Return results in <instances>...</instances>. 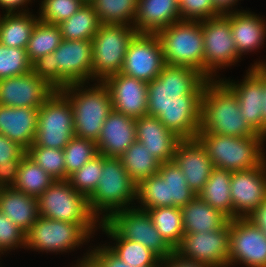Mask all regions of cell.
Here are the masks:
<instances>
[{"instance_id": "f1b7e54d", "label": "cell", "mask_w": 266, "mask_h": 267, "mask_svg": "<svg viewBox=\"0 0 266 267\" xmlns=\"http://www.w3.org/2000/svg\"><path fill=\"white\" fill-rule=\"evenodd\" d=\"M184 233L210 232L222 228L229 219L198 195L181 207Z\"/></svg>"}, {"instance_id": "8d00e7d4", "label": "cell", "mask_w": 266, "mask_h": 267, "mask_svg": "<svg viewBox=\"0 0 266 267\" xmlns=\"http://www.w3.org/2000/svg\"><path fill=\"white\" fill-rule=\"evenodd\" d=\"M139 0H91L101 24L133 26ZM132 23V24H131Z\"/></svg>"}, {"instance_id": "ffe728a7", "label": "cell", "mask_w": 266, "mask_h": 267, "mask_svg": "<svg viewBox=\"0 0 266 267\" xmlns=\"http://www.w3.org/2000/svg\"><path fill=\"white\" fill-rule=\"evenodd\" d=\"M103 83L111 95L112 110L135 119L147 115V82L118 73L107 77Z\"/></svg>"}, {"instance_id": "816d5d0a", "label": "cell", "mask_w": 266, "mask_h": 267, "mask_svg": "<svg viewBox=\"0 0 266 267\" xmlns=\"http://www.w3.org/2000/svg\"><path fill=\"white\" fill-rule=\"evenodd\" d=\"M31 0H0V7L5 8L6 13H15V10L20 9L19 7L27 5ZM27 3V4H26Z\"/></svg>"}, {"instance_id": "8fae6325", "label": "cell", "mask_w": 266, "mask_h": 267, "mask_svg": "<svg viewBox=\"0 0 266 267\" xmlns=\"http://www.w3.org/2000/svg\"><path fill=\"white\" fill-rule=\"evenodd\" d=\"M74 135L72 106L60 91H54L39 108L33 145L63 150Z\"/></svg>"}, {"instance_id": "83f0119b", "label": "cell", "mask_w": 266, "mask_h": 267, "mask_svg": "<svg viewBox=\"0 0 266 267\" xmlns=\"http://www.w3.org/2000/svg\"><path fill=\"white\" fill-rule=\"evenodd\" d=\"M249 11H231L230 27L233 40L241 57L243 53L259 49L266 37V22Z\"/></svg>"}, {"instance_id": "5bb4252c", "label": "cell", "mask_w": 266, "mask_h": 267, "mask_svg": "<svg viewBox=\"0 0 266 267\" xmlns=\"http://www.w3.org/2000/svg\"><path fill=\"white\" fill-rule=\"evenodd\" d=\"M90 235L78 224L38 217L25 234V247L45 252H66L79 247Z\"/></svg>"}, {"instance_id": "30bf717a", "label": "cell", "mask_w": 266, "mask_h": 267, "mask_svg": "<svg viewBox=\"0 0 266 267\" xmlns=\"http://www.w3.org/2000/svg\"><path fill=\"white\" fill-rule=\"evenodd\" d=\"M138 32L133 26L102 24L92 38V79L103 82L121 72L128 45Z\"/></svg>"}, {"instance_id": "e575fe53", "label": "cell", "mask_w": 266, "mask_h": 267, "mask_svg": "<svg viewBox=\"0 0 266 267\" xmlns=\"http://www.w3.org/2000/svg\"><path fill=\"white\" fill-rule=\"evenodd\" d=\"M120 158L130 178L137 185L143 179L158 173L161 165V162L149 153L145 145L138 141H134Z\"/></svg>"}, {"instance_id": "6da1fadb", "label": "cell", "mask_w": 266, "mask_h": 267, "mask_svg": "<svg viewBox=\"0 0 266 267\" xmlns=\"http://www.w3.org/2000/svg\"><path fill=\"white\" fill-rule=\"evenodd\" d=\"M207 81L195 69L166 64L148 83L147 115L156 116L181 140L196 139L202 92Z\"/></svg>"}, {"instance_id": "7c38bea8", "label": "cell", "mask_w": 266, "mask_h": 267, "mask_svg": "<svg viewBox=\"0 0 266 267\" xmlns=\"http://www.w3.org/2000/svg\"><path fill=\"white\" fill-rule=\"evenodd\" d=\"M121 238L139 242L161 259L174 250L166 243L147 211L133 206L113 212L104 220Z\"/></svg>"}, {"instance_id": "f5cc1de1", "label": "cell", "mask_w": 266, "mask_h": 267, "mask_svg": "<svg viewBox=\"0 0 266 267\" xmlns=\"http://www.w3.org/2000/svg\"><path fill=\"white\" fill-rule=\"evenodd\" d=\"M211 1H212L214 8L221 15H224V14L231 12V10L230 11H228V10L231 9L233 7V5L236 4V2H238V0H211Z\"/></svg>"}, {"instance_id": "3957f363", "label": "cell", "mask_w": 266, "mask_h": 267, "mask_svg": "<svg viewBox=\"0 0 266 267\" xmlns=\"http://www.w3.org/2000/svg\"><path fill=\"white\" fill-rule=\"evenodd\" d=\"M199 132L236 137L257 135L240 113L236 95L221 79H209L204 86Z\"/></svg>"}, {"instance_id": "f546056e", "label": "cell", "mask_w": 266, "mask_h": 267, "mask_svg": "<svg viewBox=\"0 0 266 267\" xmlns=\"http://www.w3.org/2000/svg\"><path fill=\"white\" fill-rule=\"evenodd\" d=\"M22 10L0 16V43L2 45L26 49L39 17H34L26 9Z\"/></svg>"}, {"instance_id": "4dcf8cb0", "label": "cell", "mask_w": 266, "mask_h": 267, "mask_svg": "<svg viewBox=\"0 0 266 267\" xmlns=\"http://www.w3.org/2000/svg\"><path fill=\"white\" fill-rule=\"evenodd\" d=\"M103 232L116 241L108 246L126 264L133 267H161L162 259L139 242L121 238L105 221L99 222Z\"/></svg>"}, {"instance_id": "ab89813d", "label": "cell", "mask_w": 266, "mask_h": 267, "mask_svg": "<svg viewBox=\"0 0 266 267\" xmlns=\"http://www.w3.org/2000/svg\"><path fill=\"white\" fill-rule=\"evenodd\" d=\"M103 154L98 153L79 170L68 177V182L79 193L89 198L99 183L102 175Z\"/></svg>"}, {"instance_id": "d590c367", "label": "cell", "mask_w": 266, "mask_h": 267, "mask_svg": "<svg viewBox=\"0 0 266 267\" xmlns=\"http://www.w3.org/2000/svg\"><path fill=\"white\" fill-rule=\"evenodd\" d=\"M153 225L166 243L175 250L184 235L181 208L177 206L158 207L145 210Z\"/></svg>"}, {"instance_id": "4316f807", "label": "cell", "mask_w": 266, "mask_h": 267, "mask_svg": "<svg viewBox=\"0 0 266 267\" xmlns=\"http://www.w3.org/2000/svg\"><path fill=\"white\" fill-rule=\"evenodd\" d=\"M0 211L26 234L39 217L38 199L2 183Z\"/></svg>"}, {"instance_id": "ee69618b", "label": "cell", "mask_w": 266, "mask_h": 267, "mask_svg": "<svg viewBox=\"0 0 266 267\" xmlns=\"http://www.w3.org/2000/svg\"><path fill=\"white\" fill-rule=\"evenodd\" d=\"M84 3L83 0H43L40 6L39 20L59 25L75 14Z\"/></svg>"}, {"instance_id": "277c9868", "label": "cell", "mask_w": 266, "mask_h": 267, "mask_svg": "<svg viewBox=\"0 0 266 267\" xmlns=\"http://www.w3.org/2000/svg\"><path fill=\"white\" fill-rule=\"evenodd\" d=\"M197 139L207 150L214 168L233 171L252 169L265 160V137H236L209 132H198Z\"/></svg>"}, {"instance_id": "cb8c5ba5", "label": "cell", "mask_w": 266, "mask_h": 267, "mask_svg": "<svg viewBox=\"0 0 266 267\" xmlns=\"http://www.w3.org/2000/svg\"><path fill=\"white\" fill-rule=\"evenodd\" d=\"M39 109L0 105V135H4L25 151L33 144Z\"/></svg>"}, {"instance_id": "484cf974", "label": "cell", "mask_w": 266, "mask_h": 267, "mask_svg": "<svg viewBox=\"0 0 266 267\" xmlns=\"http://www.w3.org/2000/svg\"><path fill=\"white\" fill-rule=\"evenodd\" d=\"M180 20L179 0H139L133 27L138 33H157Z\"/></svg>"}, {"instance_id": "11a10c76", "label": "cell", "mask_w": 266, "mask_h": 267, "mask_svg": "<svg viewBox=\"0 0 266 267\" xmlns=\"http://www.w3.org/2000/svg\"><path fill=\"white\" fill-rule=\"evenodd\" d=\"M85 3H89L91 0H83Z\"/></svg>"}, {"instance_id": "5b68a950", "label": "cell", "mask_w": 266, "mask_h": 267, "mask_svg": "<svg viewBox=\"0 0 266 267\" xmlns=\"http://www.w3.org/2000/svg\"><path fill=\"white\" fill-rule=\"evenodd\" d=\"M97 82L98 85L88 89L83 88L84 83H79L60 90L73 109L75 136L94 142H97L103 123L112 111L108 87L101 81Z\"/></svg>"}, {"instance_id": "bcb514c9", "label": "cell", "mask_w": 266, "mask_h": 267, "mask_svg": "<svg viewBox=\"0 0 266 267\" xmlns=\"http://www.w3.org/2000/svg\"><path fill=\"white\" fill-rule=\"evenodd\" d=\"M21 246L25 248V233L0 211V252Z\"/></svg>"}, {"instance_id": "f907efd6", "label": "cell", "mask_w": 266, "mask_h": 267, "mask_svg": "<svg viewBox=\"0 0 266 267\" xmlns=\"http://www.w3.org/2000/svg\"><path fill=\"white\" fill-rule=\"evenodd\" d=\"M265 234H266V200L249 216Z\"/></svg>"}, {"instance_id": "4fadbf2b", "label": "cell", "mask_w": 266, "mask_h": 267, "mask_svg": "<svg viewBox=\"0 0 266 267\" xmlns=\"http://www.w3.org/2000/svg\"><path fill=\"white\" fill-rule=\"evenodd\" d=\"M200 23L204 45V77L215 79L212 76L218 68L234 65L240 58L230 27V12Z\"/></svg>"}, {"instance_id": "b9f144b4", "label": "cell", "mask_w": 266, "mask_h": 267, "mask_svg": "<svg viewBox=\"0 0 266 267\" xmlns=\"http://www.w3.org/2000/svg\"><path fill=\"white\" fill-rule=\"evenodd\" d=\"M32 71L26 49L6 47L0 43V80Z\"/></svg>"}, {"instance_id": "7bdbcfd3", "label": "cell", "mask_w": 266, "mask_h": 267, "mask_svg": "<svg viewBox=\"0 0 266 267\" xmlns=\"http://www.w3.org/2000/svg\"><path fill=\"white\" fill-rule=\"evenodd\" d=\"M26 151L4 135H0V182L8 183L17 173Z\"/></svg>"}, {"instance_id": "681fc988", "label": "cell", "mask_w": 266, "mask_h": 267, "mask_svg": "<svg viewBox=\"0 0 266 267\" xmlns=\"http://www.w3.org/2000/svg\"><path fill=\"white\" fill-rule=\"evenodd\" d=\"M161 266L163 267H210L209 265L197 262L195 260L185 259L184 257H181L175 251H173L167 258L162 259Z\"/></svg>"}, {"instance_id": "836d02e7", "label": "cell", "mask_w": 266, "mask_h": 267, "mask_svg": "<svg viewBox=\"0 0 266 267\" xmlns=\"http://www.w3.org/2000/svg\"><path fill=\"white\" fill-rule=\"evenodd\" d=\"M101 25L90 3H84L75 14L59 24L63 39L89 41L99 31Z\"/></svg>"}, {"instance_id": "603a6c76", "label": "cell", "mask_w": 266, "mask_h": 267, "mask_svg": "<svg viewBox=\"0 0 266 267\" xmlns=\"http://www.w3.org/2000/svg\"><path fill=\"white\" fill-rule=\"evenodd\" d=\"M136 141L141 142L149 153L161 163L174 159L177 143L181 140L168 130L156 116L136 118Z\"/></svg>"}, {"instance_id": "52a82bcc", "label": "cell", "mask_w": 266, "mask_h": 267, "mask_svg": "<svg viewBox=\"0 0 266 267\" xmlns=\"http://www.w3.org/2000/svg\"><path fill=\"white\" fill-rule=\"evenodd\" d=\"M37 199L40 216L78 224L90 236L97 228L100 219L91 212L88 198L68 180H55Z\"/></svg>"}, {"instance_id": "1f68e13d", "label": "cell", "mask_w": 266, "mask_h": 267, "mask_svg": "<svg viewBox=\"0 0 266 267\" xmlns=\"http://www.w3.org/2000/svg\"><path fill=\"white\" fill-rule=\"evenodd\" d=\"M231 176L229 170L214 168L198 196L214 209L224 214L229 220L233 219L231 200Z\"/></svg>"}, {"instance_id": "d4e9b609", "label": "cell", "mask_w": 266, "mask_h": 267, "mask_svg": "<svg viewBox=\"0 0 266 267\" xmlns=\"http://www.w3.org/2000/svg\"><path fill=\"white\" fill-rule=\"evenodd\" d=\"M222 81L236 95L244 120L257 134L262 135V79L250 68L241 83Z\"/></svg>"}, {"instance_id": "d6a6232c", "label": "cell", "mask_w": 266, "mask_h": 267, "mask_svg": "<svg viewBox=\"0 0 266 267\" xmlns=\"http://www.w3.org/2000/svg\"><path fill=\"white\" fill-rule=\"evenodd\" d=\"M27 154L20 161L17 173L8 182L15 190L38 198L54 182Z\"/></svg>"}, {"instance_id": "c3c4849f", "label": "cell", "mask_w": 266, "mask_h": 267, "mask_svg": "<svg viewBox=\"0 0 266 267\" xmlns=\"http://www.w3.org/2000/svg\"><path fill=\"white\" fill-rule=\"evenodd\" d=\"M251 69L262 79V135L266 138V63L256 62Z\"/></svg>"}, {"instance_id": "7a4b0ae2", "label": "cell", "mask_w": 266, "mask_h": 267, "mask_svg": "<svg viewBox=\"0 0 266 267\" xmlns=\"http://www.w3.org/2000/svg\"><path fill=\"white\" fill-rule=\"evenodd\" d=\"M92 63L91 41L63 39L55 51L32 63V72L60 91L70 84L88 82L92 78Z\"/></svg>"}, {"instance_id": "f35d334b", "label": "cell", "mask_w": 266, "mask_h": 267, "mask_svg": "<svg viewBox=\"0 0 266 267\" xmlns=\"http://www.w3.org/2000/svg\"><path fill=\"white\" fill-rule=\"evenodd\" d=\"M65 180L98 154L96 142L73 136L63 149Z\"/></svg>"}, {"instance_id": "9a60e30c", "label": "cell", "mask_w": 266, "mask_h": 267, "mask_svg": "<svg viewBox=\"0 0 266 267\" xmlns=\"http://www.w3.org/2000/svg\"><path fill=\"white\" fill-rule=\"evenodd\" d=\"M229 241L228 221L219 230L184 233L174 251L185 259L195 260L210 267H228Z\"/></svg>"}, {"instance_id": "ba28073f", "label": "cell", "mask_w": 266, "mask_h": 267, "mask_svg": "<svg viewBox=\"0 0 266 267\" xmlns=\"http://www.w3.org/2000/svg\"><path fill=\"white\" fill-rule=\"evenodd\" d=\"M196 196L174 161L161 163L158 173L137 185V201L143 206L140 205L141 210L167 206L181 208Z\"/></svg>"}, {"instance_id": "db71d44e", "label": "cell", "mask_w": 266, "mask_h": 267, "mask_svg": "<svg viewBox=\"0 0 266 267\" xmlns=\"http://www.w3.org/2000/svg\"><path fill=\"white\" fill-rule=\"evenodd\" d=\"M77 262L75 267H103L102 263L91 252L86 253L83 259Z\"/></svg>"}, {"instance_id": "8992f818", "label": "cell", "mask_w": 266, "mask_h": 267, "mask_svg": "<svg viewBox=\"0 0 266 267\" xmlns=\"http://www.w3.org/2000/svg\"><path fill=\"white\" fill-rule=\"evenodd\" d=\"M102 170L96 190L88 198L89 208L98 219L106 212L100 221L107 219L113 212L129 208V204L137 199V184L130 178L120 157L103 155Z\"/></svg>"}, {"instance_id": "d6986e66", "label": "cell", "mask_w": 266, "mask_h": 267, "mask_svg": "<svg viewBox=\"0 0 266 267\" xmlns=\"http://www.w3.org/2000/svg\"><path fill=\"white\" fill-rule=\"evenodd\" d=\"M54 91L31 71L0 80V105L39 109Z\"/></svg>"}, {"instance_id": "f6af8a7d", "label": "cell", "mask_w": 266, "mask_h": 267, "mask_svg": "<svg viewBox=\"0 0 266 267\" xmlns=\"http://www.w3.org/2000/svg\"><path fill=\"white\" fill-rule=\"evenodd\" d=\"M181 20L202 21L220 16L211 0H179Z\"/></svg>"}, {"instance_id": "7dc6e473", "label": "cell", "mask_w": 266, "mask_h": 267, "mask_svg": "<svg viewBox=\"0 0 266 267\" xmlns=\"http://www.w3.org/2000/svg\"><path fill=\"white\" fill-rule=\"evenodd\" d=\"M98 246L90 252L102 263L103 267H133L122 261L108 246Z\"/></svg>"}, {"instance_id": "7402d4cb", "label": "cell", "mask_w": 266, "mask_h": 267, "mask_svg": "<svg viewBox=\"0 0 266 267\" xmlns=\"http://www.w3.org/2000/svg\"><path fill=\"white\" fill-rule=\"evenodd\" d=\"M135 122V118L112 110L96 142L98 153L107 157H121L136 141Z\"/></svg>"}, {"instance_id": "ac0fdd59", "label": "cell", "mask_w": 266, "mask_h": 267, "mask_svg": "<svg viewBox=\"0 0 266 267\" xmlns=\"http://www.w3.org/2000/svg\"><path fill=\"white\" fill-rule=\"evenodd\" d=\"M230 190L233 219L249 218L266 200V160L258 167L233 171Z\"/></svg>"}, {"instance_id": "74e56055", "label": "cell", "mask_w": 266, "mask_h": 267, "mask_svg": "<svg viewBox=\"0 0 266 267\" xmlns=\"http://www.w3.org/2000/svg\"><path fill=\"white\" fill-rule=\"evenodd\" d=\"M63 36L60 26L38 21L28 41L26 52L31 63L38 58L52 53L60 46Z\"/></svg>"}, {"instance_id": "e0dca14e", "label": "cell", "mask_w": 266, "mask_h": 267, "mask_svg": "<svg viewBox=\"0 0 266 267\" xmlns=\"http://www.w3.org/2000/svg\"><path fill=\"white\" fill-rule=\"evenodd\" d=\"M166 65L161 41L156 33H137L128 45L120 73L151 82Z\"/></svg>"}, {"instance_id": "9c48e42d", "label": "cell", "mask_w": 266, "mask_h": 267, "mask_svg": "<svg viewBox=\"0 0 266 267\" xmlns=\"http://www.w3.org/2000/svg\"><path fill=\"white\" fill-rule=\"evenodd\" d=\"M167 65L187 66L204 76V45L200 21L180 20L156 33Z\"/></svg>"}, {"instance_id": "44dd1931", "label": "cell", "mask_w": 266, "mask_h": 267, "mask_svg": "<svg viewBox=\"0 0 266 267\" xmlns=\"http://www.w3.org/2000/svg\"><path fill=\"white\" fill-rule=\"evenodd\" d=\"M173 161L185 175L189 188L198 195L214 169L207 150L197 138L183 139L176 145Z\"/></svg>"}, {"instance_id": "60d3db41", "label": "cell", "mask_w": 266, "mask_h": 267, "mask_svg": "<svg viewBox=\"0 0 266 267\" xmlns=\"http://www.w3.org/2000/svg\"><path fill=\"white\" fill-rule=\"evenodd\" d=\"M26 154L36 162L53 180H65V160L63 150L34 146Z\"/></svg>"}, {"instance_id": "2e32d148", "label": "cell", "mask_w": 266, "mask_h": 267, "mask_svg": "<svg viewBox=\"0 0 266 267\" xmlns=\"http://www.w3.org/2000/svg\"><path fill=\"white\" fill-rule=\"evenodd\" d=\"M228 267L234 263L246 267H266V234L249 218L229 220Z\"/></svg>"}]
</instances>
